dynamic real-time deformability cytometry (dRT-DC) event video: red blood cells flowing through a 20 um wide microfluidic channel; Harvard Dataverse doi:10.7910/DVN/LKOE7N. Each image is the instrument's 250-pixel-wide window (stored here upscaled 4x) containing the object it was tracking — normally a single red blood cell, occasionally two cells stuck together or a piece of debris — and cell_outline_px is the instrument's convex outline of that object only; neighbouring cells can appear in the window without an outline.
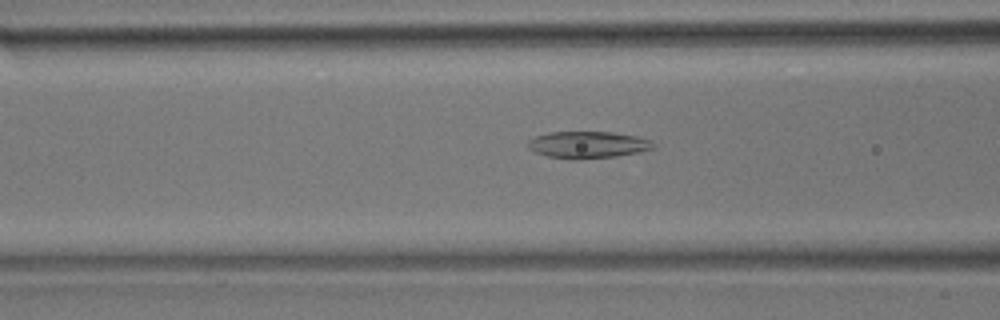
{"species": "common noctule bat (a hibernating species)", "species_latin": "Nyctalus noctula", "temperature_condition": "room temperature", "stored_images_in_passage": 36, "camera_frame_rate_fps": 3000, "um_per_image_px": 0.085, "animal": {"sex": "male", "body_mass_g": 17.9}, "frame": {"image": 1, "passage_image": 5, "time_ms": 1.333, "image_size_px": [1000, 320], "cell_outline_px": [[656, 148], [640, 152], [616, 156], [576, 160], [572, 160], [548, 156], [536, 152], [528, 148], [528, 140], [536, 136], [548, 132], [612, 132], [636, 136], [652, 140], [656, 144]], "centroid_in_image_um": [50.0, 12.31], "position_along_channel_um": 116.6, "area_um2": 19.83}}
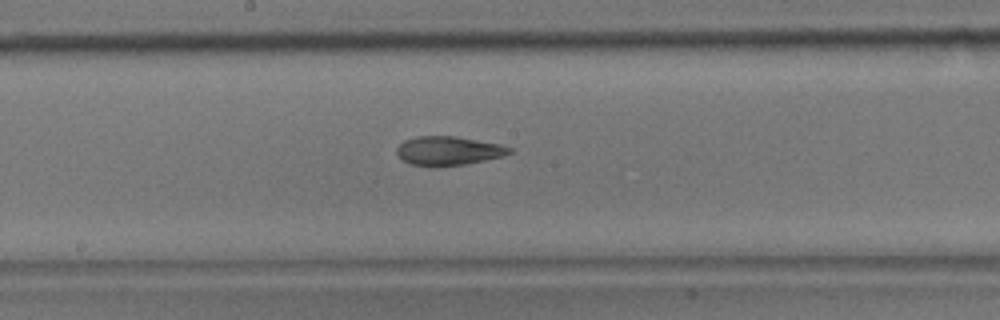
{"frame": {"image": 2, "passage_image": 12, "time_ms": 3.667, "image_size_px": [1000, 320], "cell_outline_px": [[512, 152], [504, 156], [464, 164], [428, 168], [408, 164], [396, 152], [396, 148], [404, 140], [416, 136], [456, 136], [500, 144], [512, 148]], "centroid_in_image_um": [38.08, 12.83], "position_along_channel_um": 210.1, "area_um2": 19.25}}
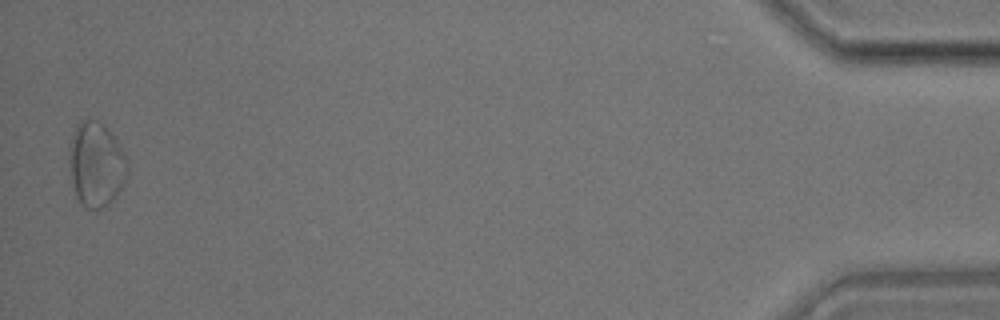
{"frame": {"image": 3, "passage_image": 35, "time_ms": 11.333, "image_size_px": [1000, 320], "cell_outline_px": [[128, 172], [120, 188], [112, 200], [108, 204], [100, 208], [88, 208], [80, 204], [76, 196], [72, 180], [68, 160], [72, 140], [76, 124], [80, 120], [96, 120], [104, 124], [116, 136], [128, 164]], "centroid_in_image_um": [8.18, 13.94], "position_along_channel_um": 427.0, "area_um2": 28.55}}